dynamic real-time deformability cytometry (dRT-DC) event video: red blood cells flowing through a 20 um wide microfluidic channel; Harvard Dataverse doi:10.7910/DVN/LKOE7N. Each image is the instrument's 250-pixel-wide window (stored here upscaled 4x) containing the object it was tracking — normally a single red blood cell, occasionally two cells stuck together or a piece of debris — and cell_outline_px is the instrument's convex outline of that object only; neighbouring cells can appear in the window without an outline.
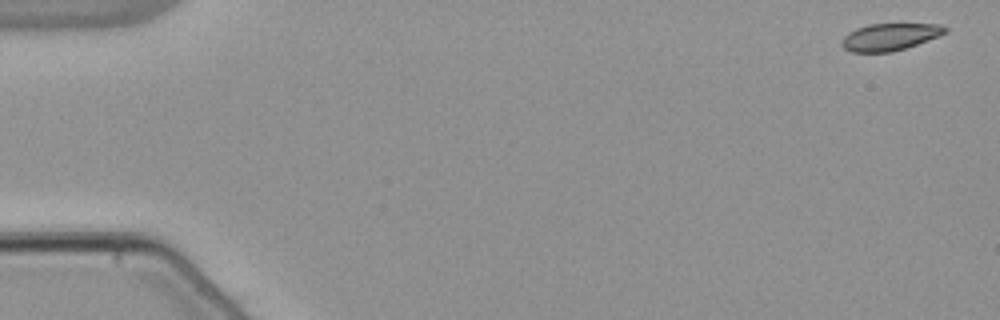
{"species": "common noctule bat (a hibernating species)", "species_latin": "Nyctalus noctula", "temperature_condition": "warm", "stored_images_in_passage": 53, "camera_frame_rate_fps": 3000, "um_per_image_px": 0.085, "animal": {"sex": "male", "body_mass_g": 21.5, "forearm_length_mm": 52.0}, "frame": {"image": 1, "passage_image": 1, "time_ms": 0.0, "image_size_px": [1000, 320], "cell_outline_px": [[948, 32], [940, 36], [892, 52], [852, 52], [844, 48], [840, 44], [840, 40], [848, 32], [856, 28], [868, 24], [940, 24], [948, 28]], "centroid_in_image_um": [75.62, 3.13], "position_along_channel_um": 9.4, "area_um2": 16.42}}
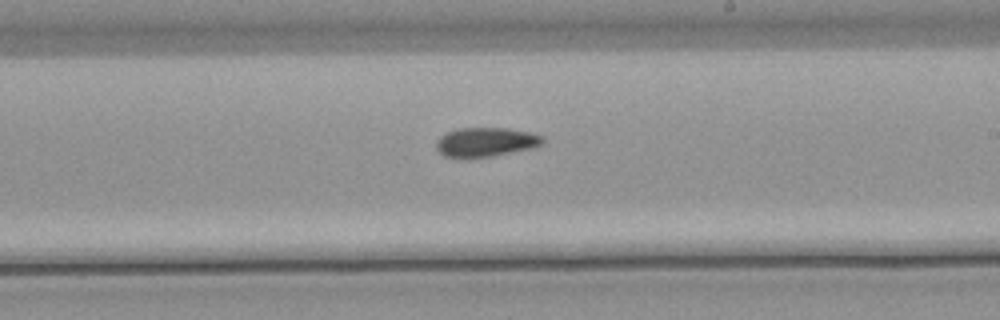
{"frame": {"image": 2, "passage_image": 31, "time_ms": 10.0, "image_size_px": [1000, 320], "cell_outline_px": [[544, 144], [532, 148], [492, 156], [444, 156], [436, 148], [436, 140], [440, 136], [448, 132], [460, 128], [508, 128], [528, 132], [544, 136]], "centroid_in_image_um": [41.33, 12.05], "position_along_channel_um": 247.7, "area_um2": 17.8}}
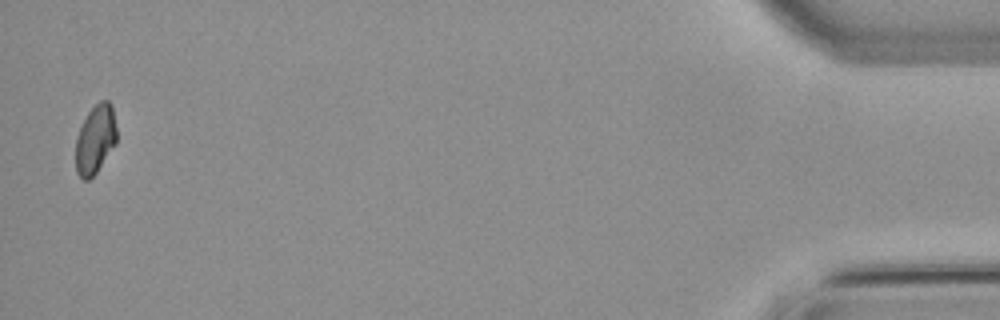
{"frame": {"image": 3, "passage_image": 52, "time_ms": 17.0, "image_size_px": [1000, 320], "cell_outline_px": [[116, 144], [96, 172], [88, 180], [84, 180], [76, 172], [76, 136], [88, 112], [100, 100], [108, 100], [112, 104], [116, 128]], "centroid_in_image_um": [8.11, 11.83], "position_along_channel_um": 427.1, "area_um2": 16.36}}